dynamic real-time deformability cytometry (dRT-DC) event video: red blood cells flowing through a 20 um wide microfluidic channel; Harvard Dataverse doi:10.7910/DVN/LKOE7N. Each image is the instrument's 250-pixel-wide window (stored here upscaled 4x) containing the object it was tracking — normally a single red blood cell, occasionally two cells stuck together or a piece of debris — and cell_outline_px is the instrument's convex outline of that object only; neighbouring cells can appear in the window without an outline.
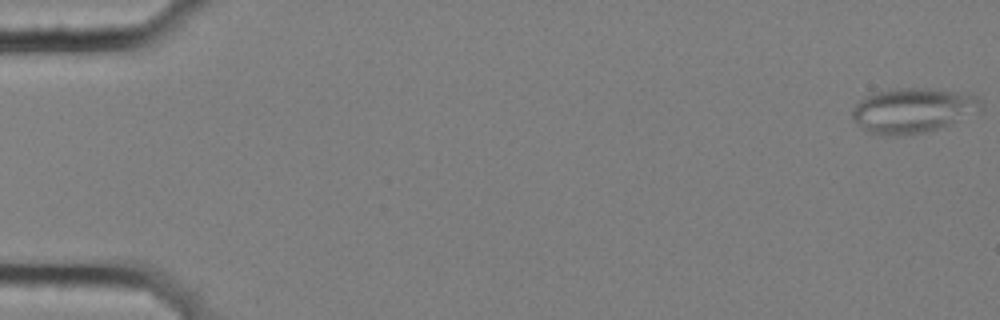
{"species": "common noctule bat (a hibernating species)", "species_latin": "Nyctalus noctula", "temperature_condition": "cold", "stored_images_in_passage": 6, "camera_frame_rate_fps": 3000, "um_per_image_px": 0.085, "animal": {"sex": "female", "body_mass_g": 25.1}, "frame": {"image": 1, "passage_image": 1, "time_ms": 0.0, "image_size_px": [1000, 320], "cell_outline_px": [[984, 104], [980, 108], [948, 124], [924, 132], [896, 136], [888, 136], [868, 132], [852, 120], [852, 108], [860, 100], [868, 96], [880, 92], [900, 88], [928, 88], [968, 92], [976, 96]], "centroid_in_image_um": [77.55, 9.37], "position_along_channel_um": 7.4, "area_um2": 33.12}}
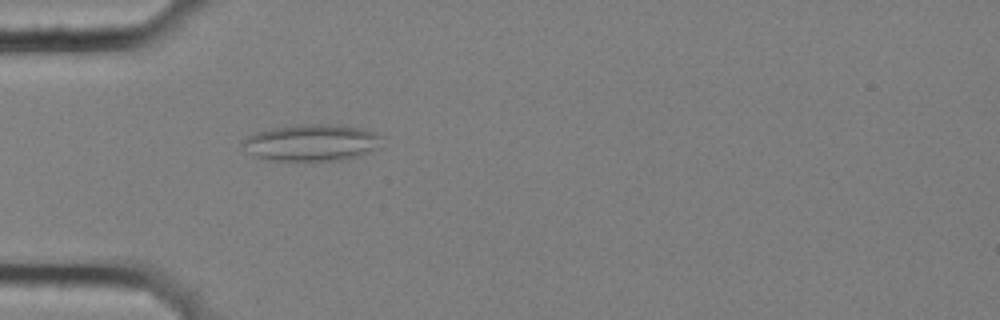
{"frame": {"image": 2, "passage_image": 6, "time_ms": 1.667, "image_size_px": [1000, 320], "cell_outline_px": [[380, 148], [360, 156], [340, 160], [268, 160], [256, 156], [240, 144], [248, 136], [256, 132], [272, 128], [300, 124], [344, 124], [360, 128], [372, 132], [380, 136]], "centroid_in_image_um": [26.52, 12.11], "position_along_channel_um": 58.5, "area_um2": 29.71}}